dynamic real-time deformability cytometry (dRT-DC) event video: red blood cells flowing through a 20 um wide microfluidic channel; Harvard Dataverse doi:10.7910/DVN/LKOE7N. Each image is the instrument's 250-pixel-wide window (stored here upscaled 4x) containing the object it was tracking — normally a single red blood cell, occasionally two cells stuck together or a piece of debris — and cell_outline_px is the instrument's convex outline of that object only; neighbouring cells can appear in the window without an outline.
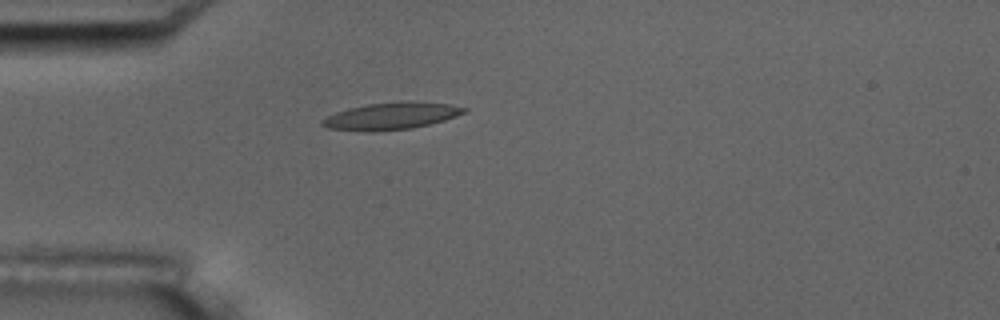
{"species": "common noctule bat (a hibernating species)", "species_latin": "Nyctalus noctula", "temperature_condition": "room temperature", "stored_images_in_passage": 6, "camera_frame_rate_fps": 3000, "um_per_image_px": 0.085, "animal": {"sex": "male", "body_mass_g": 17.5, "forearm_length_mm": 52.3}, "frame": {"image": 1, "passage_image": 5, "time_ms": 4.667, "image_size_px": [1000, 320], "cell_outline_px": [[468, 112], [444, 120], [412, 128], [372, 132], [328, 128], [320, 124], [320, 120], [336, 112], [348, 108], [368, 104], [452, 104], [468, 108]], "centroid_in_image_um": [33.2, 9.91], "position_along_channel_um": 51.8, "area_um2": 21.33}}